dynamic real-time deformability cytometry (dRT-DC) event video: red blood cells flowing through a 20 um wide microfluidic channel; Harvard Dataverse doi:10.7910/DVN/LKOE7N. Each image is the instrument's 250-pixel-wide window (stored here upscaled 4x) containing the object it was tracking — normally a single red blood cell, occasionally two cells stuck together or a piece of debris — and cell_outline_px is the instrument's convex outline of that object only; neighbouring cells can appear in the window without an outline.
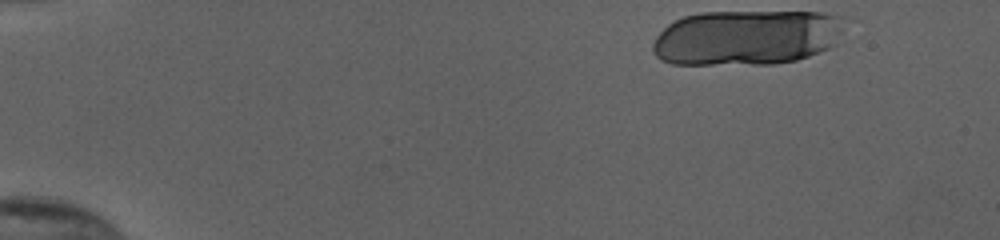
{"species": "human", "species_latin": "Homo sapiens", "temperature_condition": "cold", "stored_images_in_passage": 16, "camera_frame_rate_fps": 3000, "um_per_image_px": 0.085, "donor": {"sex": "female"}, "frame": {"image": 1, "passage_image": 1, "time_ms": 0.0, "image_size_px": [1000, 240], "cell_outline_px": [[848, 24], [836, 44], [828, 48], [808, 56], [796, 60], [772, 64], [672, 64], [660, 60], [656, 56], [652, 48], [652, 44], [656, 36], [668, 24], [684, 16], [700, 12], [820, 12], [840, 16], [848, 20]], "centroid_in_image_um": [63.51, 3.18], "position_along_channel_um": 21.5, "area_um2": 62.54}}